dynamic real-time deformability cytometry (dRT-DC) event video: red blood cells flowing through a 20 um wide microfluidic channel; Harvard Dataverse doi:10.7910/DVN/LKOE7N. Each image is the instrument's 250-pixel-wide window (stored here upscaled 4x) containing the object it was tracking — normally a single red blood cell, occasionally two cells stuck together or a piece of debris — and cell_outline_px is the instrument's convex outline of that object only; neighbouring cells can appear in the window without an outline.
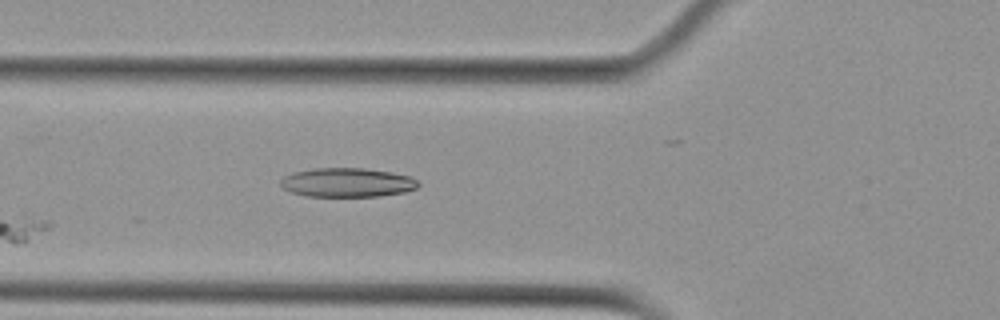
{"species": "Egyptian fruit bat (a non-hibernating species)", "species_latin": "Rousettus aegyptiacus", "temperature_condition": "cold", "stored_images_in_passage": 2, "camera_frame_rate_fps": 3000, "um_per_image_px": 0.085, "animal": {"sex": "female"}, "frame": {"image": 1, "passage_image": 2, "time_ms": 1.0, "image_size_px": [1000, 320], "cell_outline_px": [[420, 184], [416, 188], [404, 192], [380, 196], [304, 196], [292, 192], [284, 188], [280, 184], [280, 180], [284, 176], [292, 172], [312, 168], [364, 168], [392, 172], [412, 176]], "centroid_in_image_um": [29.51, 15.5], "position_along_channel_um": 96.3, "area_um2": 23.47}}